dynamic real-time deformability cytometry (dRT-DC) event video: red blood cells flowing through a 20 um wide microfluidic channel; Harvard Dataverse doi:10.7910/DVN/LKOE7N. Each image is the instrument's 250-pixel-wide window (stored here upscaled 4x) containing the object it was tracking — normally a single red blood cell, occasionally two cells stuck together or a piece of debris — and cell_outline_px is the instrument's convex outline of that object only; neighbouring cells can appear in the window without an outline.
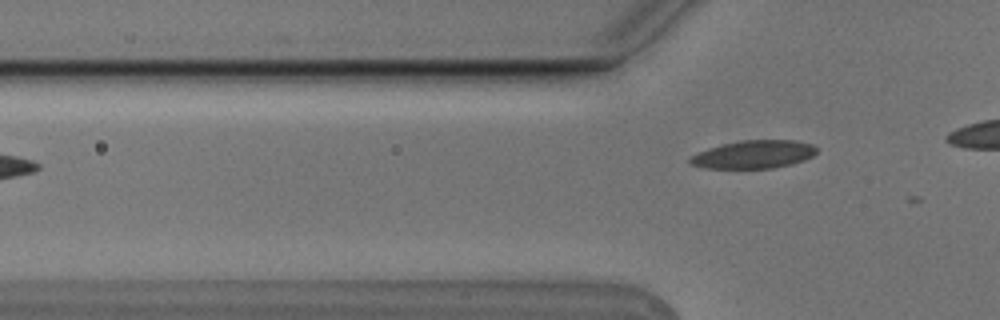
{"species": "Egyptian fruit bat (a non-hibernating species)", "species_latin": "Rousettus aegyptiacus", "temperature_condition": "cold", "stored_images_in_passage": 2, "camera_frame_rate_fps": 3000, "um_per_image_px": 0.085, "animal": {"sex": "male"}, "frame": {"image": 1, "passage_image": 2, "time_ms": 0.333, "image_size_px": [1000, 320], "cell_outline_px": [[816, 152], [812, 156], [804, 160], [792, 164], [772, 168], [708, 168], [692, 164], [688, 160], [692, 156], [708, 148], [724, 144], [744, 140], [796, 140], [812, 144], [816, 148]], "centroid_in_image_um": [64.11, 13.12], "position_along_channel_um": 61.7, "area_um2": 20.4}}